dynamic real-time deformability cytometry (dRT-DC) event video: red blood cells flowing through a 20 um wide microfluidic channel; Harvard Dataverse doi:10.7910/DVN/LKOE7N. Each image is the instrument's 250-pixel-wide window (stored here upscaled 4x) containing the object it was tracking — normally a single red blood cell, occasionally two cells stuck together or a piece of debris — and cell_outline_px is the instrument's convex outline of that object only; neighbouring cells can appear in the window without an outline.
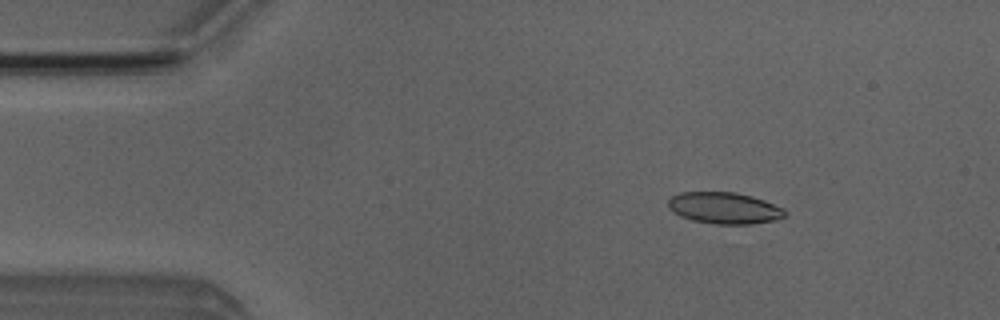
{"species": "Egyptian fruit bat (a non-hibernating species)", "species_latin": "Rousettus aegyptiacus", "temperature_condition": "room temperature", "stored_images_in_passage": 41, "camera_frame_rate_fps": 3000, "um_per_image_px": 0.085, "animal": {"sex": "male"}, "frame": {"image": 1, "passage_image": 7, "time_ms": 2.0, "image_size_px": [1000, 320], "cell_outline_px": [[788, 212], [784, 216], [776, 220], [752, 224], [716, 224], [692, 220], [680, 216], [668, 208], [668, 200], [672, 196], [680, 192], [736, 192], [752, 196], [764, 200], [784, 208]], "centroid_in_image_um": [61.58, 17.68], "position_along_channel_um": 23.4, "area_um2": 21.56}}
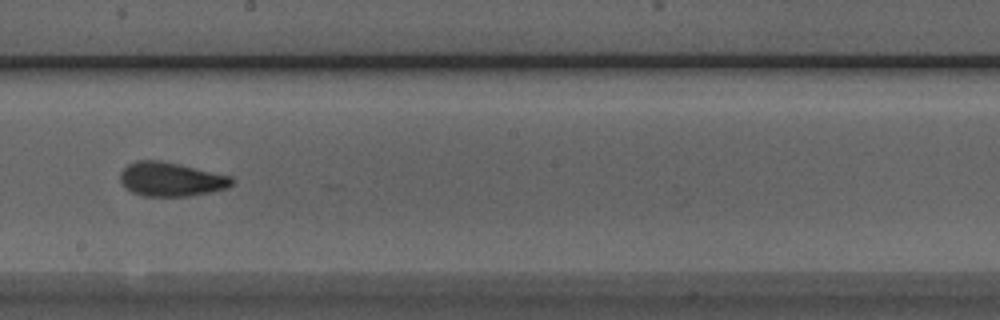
{"frame": {"image": 2, "passage_image": 28, "time_ms": 9.0, "image_size_px": [1000, 320], "cell_outline_px": [[236, 180], [228, 188], [188, 196], [144, 196], [132, 192], [120, 180], [120, 172], [128, 164], [136, 160], [160, 160], [180, 164], [232, 176]], "centroid_in_image_um": [14.56, 15.23], "position_along_channel_um": 233.6, "area_um2": 22.14}}
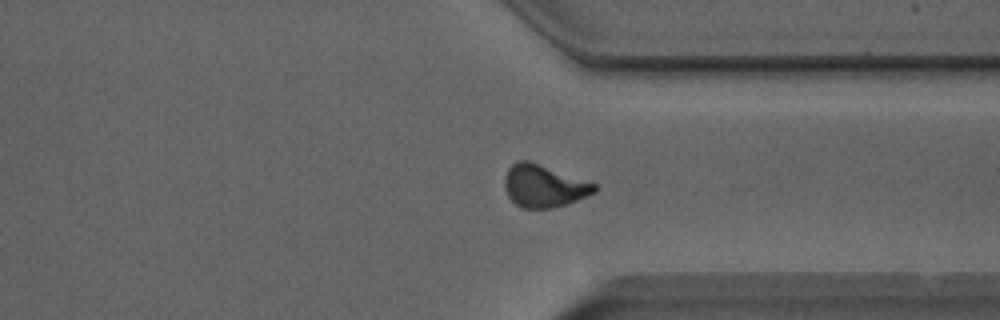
{"frame": {"image": 3, "passage_image": 38, "time_ms": 12.333, "image_size_px": [1000, 320], "cell_outline_px": [[596, 192], [576, 200], [552, 208], [520, 208], [508, 196], [504, 188], [504, 176], [508, 168], [512, 164], [520, 160], [528, 160], [596, 184]], "centroid_in_image_um": [46.18, 15.81], "position_along_channel_um": 365.2, "area_um2": 21.96}, "authors_computed_cell_mechanics": {"area_um2": 21.7906, "velocity_mm_per_s": 3.9647, "shape_relaxation_time_tau1_ms": 5.6244, "shape_relaxation_time_tau2_ms": 1.1198, "deformation_change_tau1": 0.1647, "deformation_change_tau2": 0.0813}}